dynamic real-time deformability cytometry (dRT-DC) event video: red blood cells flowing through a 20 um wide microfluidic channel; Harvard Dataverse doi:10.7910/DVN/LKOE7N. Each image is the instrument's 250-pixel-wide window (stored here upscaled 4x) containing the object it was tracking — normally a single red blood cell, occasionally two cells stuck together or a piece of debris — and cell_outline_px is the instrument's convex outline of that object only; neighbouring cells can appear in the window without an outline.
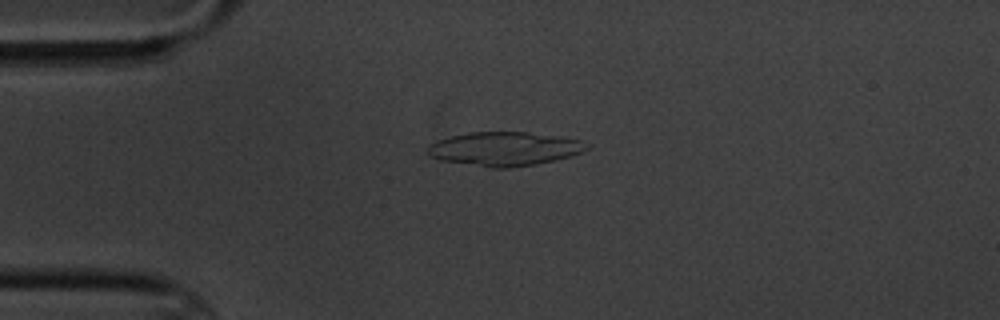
{"species": "common noctule bat (a hibernating species)", "species_latin": "Nyctalus noctula", "temperature_condition": "cold", "stored_images_in_passage": 3, "camera_frame_rate_fps": 3000, "um_per_image_px": 0.085, "animal": {"sex": "male", "body_mass_g": 20.1, "forearm_length_mm": 53.5}, "frame": {"image": 1, "passage_image": 3, "time_ms": 2.333, "image_size_px": [1000, 320], "cell_outline_px": [[592, 144], [588, 148], [572, 156], [536, 164], [508, 168], [492, 168], [440, 160], [428, 156], [428, 144], [436, 140], [468, 132], [528, 132], [560, 136], [580, 140]], "centroid_in_image_um": [42.88, 12.65], "position_along_channel_um": 42.1, "area_um2": 31.62}}